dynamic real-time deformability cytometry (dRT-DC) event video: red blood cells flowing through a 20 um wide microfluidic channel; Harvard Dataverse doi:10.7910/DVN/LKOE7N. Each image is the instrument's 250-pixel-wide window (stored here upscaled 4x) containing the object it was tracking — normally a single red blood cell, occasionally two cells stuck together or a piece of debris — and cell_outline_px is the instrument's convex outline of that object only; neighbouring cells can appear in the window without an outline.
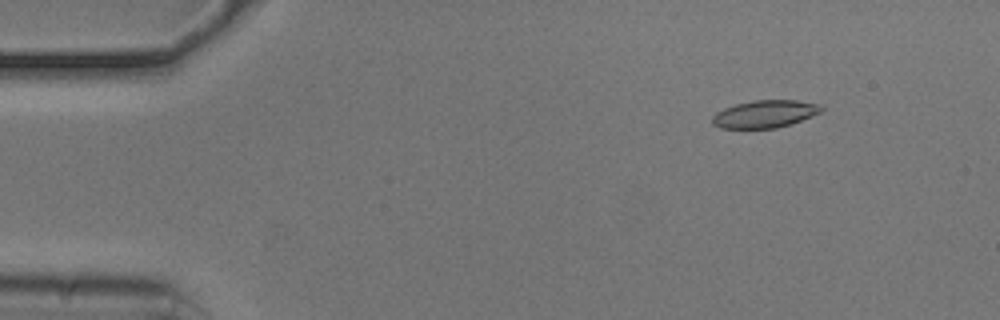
{"species": "common noctule bat (a hibernating species)", "species_latin": "Nyctalus noctula", "temperature_condition": "cold", "stored_images_in_passage": 50, "camera_frame_rate_fps": 3000, "um_per_image_px": 0.085, "animal": {"sex": "male", "body_mass_g": 20.5, "forearm_length_mm": 52.5}, "frame": {"image": 1, "passage_image": 7, "time_ms": 2.0, "image_size_px": [1000, 320], "cell_outline_px": [[824, 108], [820, 112], [812, 116], [776, 128], [720, 128], [712, 124], [712, 116], [716, 112], [724, 108], [736, 104], [752, 100], [796, 100], [820, 104]], "centroid_in_image_um": [64.99, 9.68], "position_along_channel_um": 20.0, "area_um2": 17.4}}
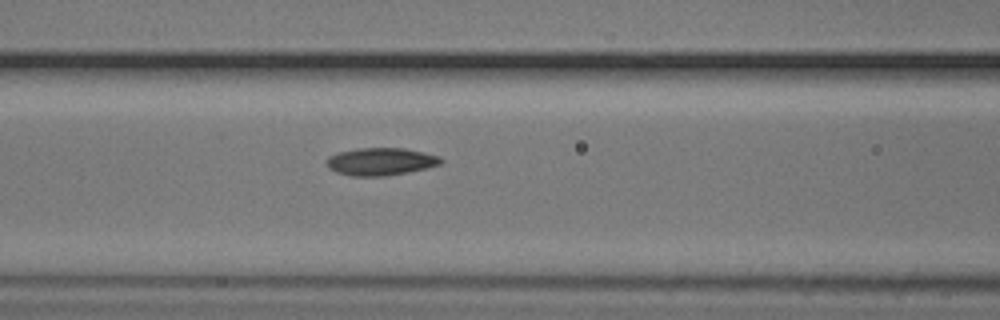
{"frame": {"image": 2, "passage_image": 23, "time_ms": 7.333, "image_size_px": [1000, 320], "cell_outline_px": [[444, 160], [440, 164], [424, 168], [384, 176], [352, 176], [336, 172], [328, 168], [328, 156], [340, 152], [356, 148], [404, 148], [424, 152], [440, 156]], "centroid_in_image_um": [32.36, 13.72], "position_along_channel_um": 134.2, "area_um2": 18.15}}
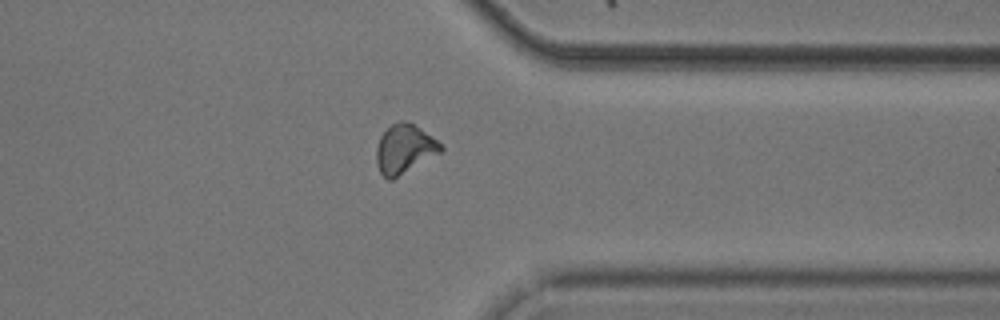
{"frame": {"image": 3, "passage_image": 43, "time_ms": 14.0, "image_size_px": [1000, 320], "cell_outline_px": [[444, 148], [440, 152], [392, 180], [388, 180], [380, 172], [376, 164], [376, 148], [380, 136], [392, 124], [400, 120], [408, 120], [420, 128], [436, 140]], "centroid_in_image_um": [34.34, 12.65], "position_along_channel_um": 377.1, "area_um2": 18.21}, "authors_computed_cell_mechanics": {"area_um2": 17.8313, "velocity_mm_per_s": 3.7155, "shape_relaxation_time_tau1_ms": 5.5029, "shape_relaxation_time_tau2_ms": 2.5725, "deformation_change_tau1": 0.1192, "deformation_change_tau2": 0.0887}}